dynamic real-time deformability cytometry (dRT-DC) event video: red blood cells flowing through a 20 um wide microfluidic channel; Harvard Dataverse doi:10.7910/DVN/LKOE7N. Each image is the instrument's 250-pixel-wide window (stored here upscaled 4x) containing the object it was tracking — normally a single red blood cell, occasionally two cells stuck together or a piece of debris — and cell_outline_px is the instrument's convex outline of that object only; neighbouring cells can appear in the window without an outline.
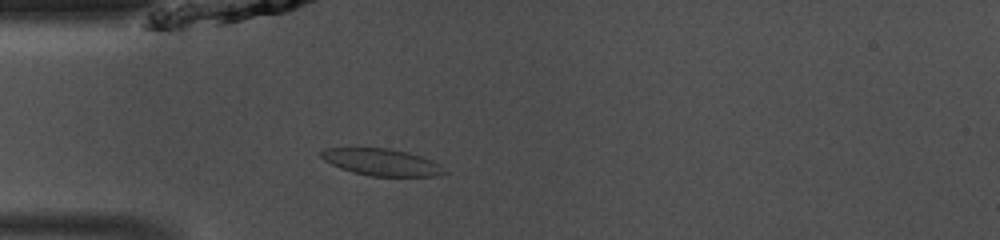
{"species": "common noctule bat (a hibernating species)", "species_latin": "Nyctalus noctula", "temperature_condition": "room temperature", "stored_images_in_passage": 41, "camera_frame_rate_fps": 3000, "um_per_image_px": 0.085, "animal": {"sex": "male", "body_mass_g": 13.0, "forearm_length_mm": 53.1}, "frame": {"image": 1, "passage_image": 7, "time_ms": 2.0, "image_size_px": [1000, 240], "cell_outline_px": [[448, 172], [436, 176], [372, 176], [352, 172], [340, 168], [324, 160], [320, 156], [320, 152], [328, 148], [388, 148], [408, 152], [432, 160], [440, 164]], "centroid_in_image_um": [32.46, 13.79], "position_along_channel_um": 52.5, "area_um2": 19.25}}
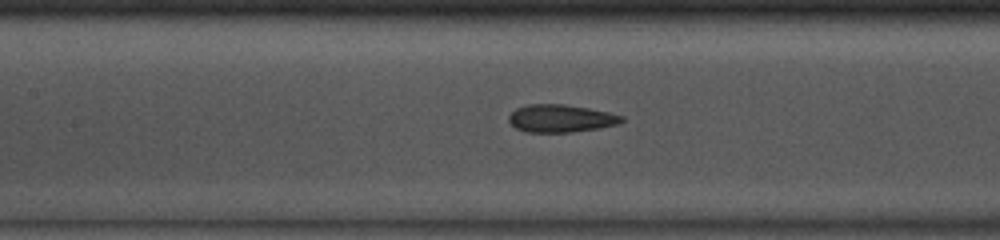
{"frame": {"image": 2, "passage_image": 15, "time_ms": 4.667, "image_size_px": [1000, 240], "cell_outline_px": [[624, 120], [620, 124], [600, 128], [568, 132], [528, 132], [516, 128], [508, 120], [508, 116], [516, 108], [528, 104], [564, 104], [588, 108], [608, 112], [624, 116]], "centroid_in_image_um": [47.68, 10.06], "position_along_channel_um": 159.7, "area_um2": 18.21}}
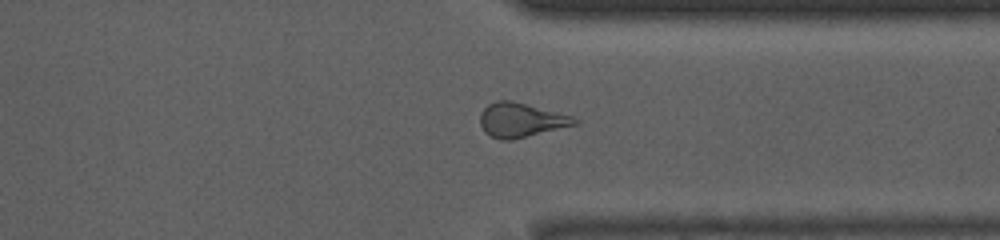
{"frame": {"image": 3, "passage_image": 30, "time_ms": 9.667, "image_size_px": [1000, 240], "cell_outline_px": [[580, 120], [576, 124], [512, 140], [500, 140], [484, 132], [480, 124], [480, 112], [488, 104], [496, 100], [508, 100], [572, 116]], "centroid_in_image_um": [44.23, 10.21], "position_along_channel_um": 367.2, "area_um2": 18.55}, "authors_computed_cell_mechanics": {"area_um2": 18.9006, "velocity_mm_per_s": 4.1553, "shape_relaxation_time_tau1_ms": null, "shape_relaxation_time_tau2_ms": 1.4032, "deformation_change_tau1": null, "deformation_change_tau2": 0.0815}}